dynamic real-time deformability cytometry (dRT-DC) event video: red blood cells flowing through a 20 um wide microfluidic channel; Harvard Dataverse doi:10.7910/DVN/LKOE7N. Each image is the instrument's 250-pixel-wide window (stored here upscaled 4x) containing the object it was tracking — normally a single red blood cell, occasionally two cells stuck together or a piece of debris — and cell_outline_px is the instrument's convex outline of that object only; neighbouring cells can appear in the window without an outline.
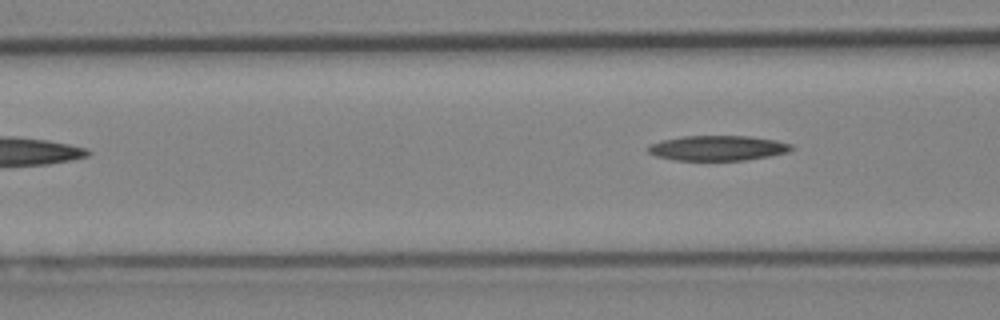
{"species": "Egyptian fruit bat (a non-hibernating species)", "species_latin": "Rousettus aegyptiacus", "temperature_condition": "cold", "stored_images_in_passage": 3, "camera_frame_rate_fps": 3000, "um_per_image_px": 0.085, "animal": {"sex": "female"}, "frame": {"image": 1, "passage_image": 3, "time_ms": 0.667, "image_size_px": [1000, 320], "cell_outline_px": [[792, 148], [788, 152], [768, 156], [744, 160], [676, 160], [656, 156], [648, 152], [648, 144], [660, 140], [684, 136], [752, 136], [776, 140], [792, 144]], "centroid_in_image_um": [60.98, 12.57], "position_along_channel_um": 105.6, "area_um2": 20.92}}